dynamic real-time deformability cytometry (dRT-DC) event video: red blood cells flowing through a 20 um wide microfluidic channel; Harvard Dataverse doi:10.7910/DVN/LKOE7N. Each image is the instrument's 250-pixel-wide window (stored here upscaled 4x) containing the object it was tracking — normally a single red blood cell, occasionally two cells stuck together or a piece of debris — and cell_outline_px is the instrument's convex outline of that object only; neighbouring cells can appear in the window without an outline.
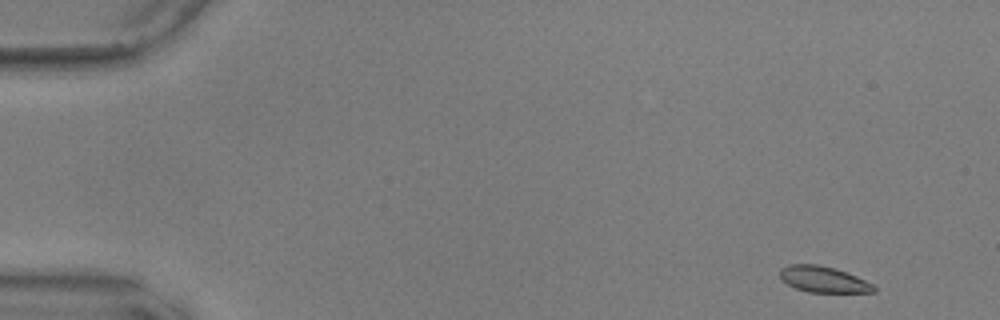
{"species": "common noctule bat (a hibernating species)", "species_latin": "Nyctalus noctula", "temperature_condition": "warm", "stored_images_in_passage": 15, "camera_frame_rate_fps": 3000, "um_per_image_px": 0.085, "animal": {"sex": "male", "body_mass_g": 17.9, "forearm_length_mm": 54.2}, "frame": {"image": 1, "passage_image": 1, "time_ms": 0.0, "image_size_px": [1000, 320], "cell_outline_px": [[876, 292], [808, 292], [796, 288], [788, 284], [780, 276], [780, 268], [788, 264], [816, 264], [832, 268], [856, 276], [872, 284], [876, 288]], "centroid_in_image_um": [69.97, 23.75], "position_along_channel_um": 15.0, "area_um2": 13.99}}